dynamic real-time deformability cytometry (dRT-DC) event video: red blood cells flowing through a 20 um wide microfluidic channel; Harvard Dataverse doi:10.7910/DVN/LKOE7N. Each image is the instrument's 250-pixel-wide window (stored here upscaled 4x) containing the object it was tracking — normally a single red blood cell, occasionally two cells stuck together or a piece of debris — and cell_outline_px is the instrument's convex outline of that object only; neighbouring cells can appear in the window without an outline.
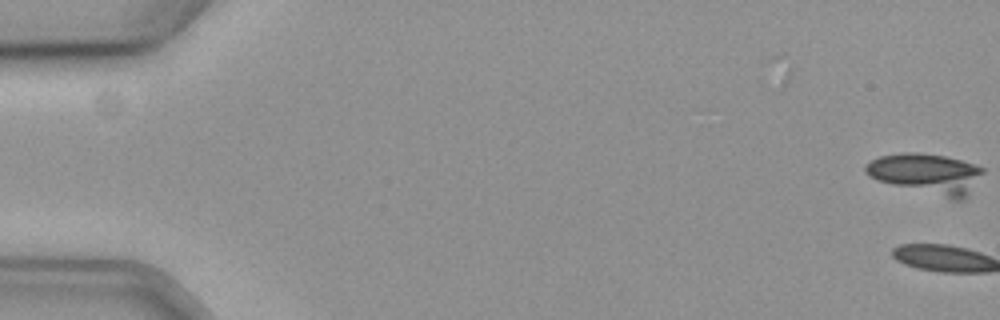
{"species": "common noctule bat (a hibernating species)", "species_latin": "Nyctalus noctula", "temperature_condition": "cold", "stored_images_in_passage": 6, "camera_frame_rate_fps": 3000, "um_per_image_px": 0.085, "animal": {"sex": "female", "body_mass_g": 19.3, "forearm_length_mm": 54.1}, "frame": {"image": 1, "passage_image": 6, "time_ms": 1.667, "image_size_px": [1000, 320], "cell_outline_px": [[984, 172], [968, 196], [964, 200], [952, 200], [876, 180], [868, 176], [864, 168], [872, 160], [880, 156], [904, 152], [916, 152], [944, 156], [960, 160], [984, 168]], "centroid_in_image_um": [78.78, 14.78], "position_along_channel_um": 6.2, "area_um2": 27.57}}